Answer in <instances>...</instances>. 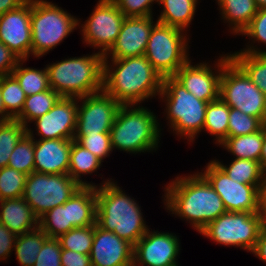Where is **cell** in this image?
<instances>
[{
	"label": "cell",
	"mask_w": 266,
	"mask_h": 266,
	"mask_svg": "<svg viewBox=\"0 0 266 266\" xmlns=\"http://www.w3.org/2000/svg\"><path fill=\"white\" fill-rule=\"evenodd\" d=\"M165 206L200 232L226 212L221 197L201 174L177 177L165 188Z\"/></svg>",
	"instance_id": "obj_1"
},
{
	"label": "cell",
	"mask_w": 266,
	"mask_h": 266,
	"mask_svg": "<svg viewBox=\"0 0 266 266\" xmlns=\"http://www.w3.org/2000/svg\"><path fill=\"white\" fill-rule=\"evenodd\" d=\"M107 59L103 61V90L121 105H138L160 94L163 77L144 55L112 59L113 68Z\"/></svg>",
	"instance_id": "obj_2"
},
{
	"label": "cell",
	"mask_w": 266,
	"mask_h": 266,
	"mask_svg": "<svg viewBox=\"0 0 266 266\" xmlns=\"http://www.w3.org/2000/svg\"><path fill=\"white\" fill-rule=\"evenodd\" d=\"M96 224L132 245L148 230L138 204L111 180L96 186Z\"/></svg>",
	"instance_id": "obj_3"
},
{
	"label": "cell",
	"mask_w": 266,
	"mask_h": 266,
	"mask_svg": "<svg viewBox=\"0 0 266 266\" xmlns=\"http://www.w3.org/2000/svg\"><path fill=\"white\" fill-rule=\"evenodd\" d=\"M100 52L47 65L49 86L61 97L80 98L103 90Z\"/></svg>",
	"instance_id": "obj_4"
},
{
	"label": "cell",
	"mask_w": 266,
	"mask_h": 266,
	"mask_svg": "<svg viewBox=\"0 0 266 266\" xmlns=\"http://www.w3.org/2000/svg\"><path fill=\"white\" fill-rule=\"evenodd\" d=\"M121 105L110 129L112 149L130 153L152 151L158 147L160 129L156 115L144 107Z\"/></svg>",
	"instance_id": "obj_5"
},
{
	"label": "cell",
	"mask_w": 266,
	"mask_h": 266,
	"mask_svg": "<svg viewBox=\"0 0 266 266\" xmlns=\"http://www.w3.org/2000/svg\"><path fill=\"white\" fill-rule=\"evenodd\" d=\"M160 97L165 98L167 120L176 134L193 142L203 130L208 102L187 91L174 77H164Z\"/></svg>",
	"instance_id": "obj_6"
},
{
	"label": "cell",
	"mask_w": 266,
	"mask_h": 266,
	"mask_svg": "<svg viewBox=\"0 0 266 266\" xmlns=\"http://www.w3.org/2000/svg\"><path fill=\"white\" fill-rule=\"evenodd\" d=\"M78 21L58 5L31 0V54L39 58L47 54L79 26Z\"/></svg>",
	"instance_id": "obj_7"
},
{
	"label": "cell",
	"mask_w": 266,
	"mask_h": 266,
	"mask_svg": "<svg viewBox=\"0 0 266 266\" xmlns=\"http://www.w3.org/2000/svg\"><path fill=\"white\" fill-rule=\"evenodd\" d=\"M183 32L157 21L151 30L144 56L163 78L173 77L189 60Z\"/></svg>",
	"instance_id": "obj_8"
},
{
	"label": "cell",
	"mask_w": 266,
	"mask_h": 266,
	"mask_svg": "<svg viewBox=\"0 0 266 266\" xmlns=\"http://www.w3.org/2000/svg\"><path fill=\"white\" fill-rule=\"evenodd\" d=\"M219 97L229 107L259 118L265 124L264 93L232 59L223 67Z\"/></svg>",
	"instance_id": "obj_9"
},
{
	"label": "cell",
	"mask_w": 266,
	"mask_h": 266,
	"mask_svg": "<svg viewBox=\"0 0 266 266\" xmlns=\"http://www.w3.org/2000/svg\"><path fill=\"white\" fill-rule=\"evenodd\" d=\"M81 187L69 174H42L27 176L24 200L38 218L56 206L63 205Z\"/></svg>",
	"instance_id": "obj_10"
},
{
	"label": "cell",
	"mask_w": 266,
	"mask_h": 266,
	"mask_svg": "<svg viewBox=\"0 0 266 266\" xmlns=\"http://www.w3.org/2000/svg\"><path fill=\"white\" fill-rule=\"evenodd\" d=\"M262 223L257 213L226 211L208 223L199 233L213 242L241 247L252 252L256 246Z\"/></svg>",
	"instance_id": "obj_11"
},
{
	"label": "cell",
	"mask_w": 266,
	"mask_h": 266,
	"mask_svg": "<svg viewBox=\"0 0 266 266\" xmlns=\"http://www.w3.org/2000/svg\"><path fill=\"white\" fill-rule=\"evenodd\" d=\"M95 7L81 31L85 43L104 55L118 37L125 16L112 0H99Z\"/></svg>",
	"instance_id": "obj_12"
},
{
	"label": "cell",
	"mask_w": 266,
	"mask_h": 266,
	"mask_svg": "<svg viewBox=\"0 0 266 266\" xmlns=\"http://www.w3.org/2000/svg\"><path fill=\"white\" fill-rule=\"evenodd\" d=\"M74 136L110 133L121 104L104 90L80 97ZM80 106V107H79Z\"/></svg>",
	"instance_id": "obj_13"
},
{
	"label": "cell",
	"mask_w": 266,
	"mask_h": 266,
	"mask_svg": "<svg viewBox=\"0 0 266 266\" xmlns=\"http://www.w3.org/2000/svg\"><path fill=\"white\" fill-rule=\"evenodd\" d=\"M201 174L221 197L226 211L257 212L258 189L261 185L238 183L214 162L210 161Z\"/></svg>",
	"instance_id": "obj_14"
},
{
	"label": "cell",
	"mask_w": 266,
	"mask_h": 266,
	"mask_svg": "<svg viewBox=\"0 0 266 266\" xmlns=\"http://www.w3.org/2000/svg\"><path fill=\"white\" fill-rule=\"evenodd\" d=\"M179 238L173 233L147 232L134 245V266H178Z\"/></svg>",
	"instance_id": "obj_15"
},
{
	"label": "cell",
	"mask_w": 266,
	"mask_h": 266,
	"mask_svg": "<svg viewBox=\"0 0 266 266\" xmlns=\"http://www.w3.org/2000/svg\"><path fill=\"white\" fill-rule=\"evenodd\" d=\"M230 59V54L221 56L216 64L218 70L215 74L206 63L193 66L188 60L173 77L198 99L206 102L215 101L219 98L223 67Z\"/></svg>",
	"instance_id": "obj_16"
},
{
	"label": "cell",
	"mask_w": 266,
	"mask_h": 266,
	"mask_svg": "<svg viewBox=\"0 0 266 266\" xmlns=\"http://www.w3.org/2000/svg\"><path fill=\"white\" fill-rule=\"evenodd\" d=\"M0 41L20 59L31 54V0L0 15Z\"/></svg>",
	"instance_id": "obj_17"
},
{
	"label": "cell",
	"mask_w": 266,
	"mask_h": 266,
	"mask_svg": "<svg viewBox=\"0 0 266 266\" xmlns=\"http://www.w3.org/2000/svg\"><path fill=\"white\" fill-rule=\"evenodd\" d=\"M77 101L79 102L78 98L75 97H61L49 112L34 120L40 140H74Z\"/></svg>",
	"instance_id": "obj_18"
},
{
	"label": "cell",
	"mask_w": 266,
	"mask_h": 266,
	"mask_svg": "<svg viewBox=\"0 0 266 266\" xmlns=\"http://www.w3.org/2000/svg\"><path fill=\"white\" fill-rule=\"evenodd\" d=\"M153 17H125L120 33L112 47L104 54L107 58L123 59L145 54L153 24ZM109 52V53H108Z\"/></svg>",
	"instance_id": "obj_19"
},
{
	"label": "cell",
	"mask_w": 266,
	"mask_h": 266,
	"mask_svg": "<svg viewBox=\"0 0 266 266\" xmlns=\"http://www.w3.org/2000/svg\"><path fill=\"white\" fill-rule=\"evenodd\" d=\"M134 245L114 232L94 225V238L90 252L92 266L133 265Z\"/></svg>",
	"instance_id": "obj_20"
},
{
	"label": "cell",
	"mask_w": 266,
	"mask_h": 266,
	"mask_svg": "<svg viewBox=\"0 0 266 266\" xmlns=\"http://www.w3.org/2000/svg\"><path fill=\"white\" fill-rule=\"evenodd\" d=\"M72 140L34 139V172L68 174Z\"/></svg>",
	"instance_id": "obj_21"
},
{
	"label": "cell",
	"mask_w": 266,
	"mask_h": 266,
	"mask_svg": "<svg viewBox=\"0 0 266 266\" xmlns=\"http://www.w3.org/2000/svg\"><path fill=\"white\" fill-rule=\"evenodd\" d=\"M0 223L16 236L39 227V218L23 197L0 200Z\"/></svg>",
	"instance_id": "obj_22"
},
{
	"label": "cell",
	"mask_w": 266,
	"mask_h": 266,
	"mask_svg": "<svg viewBox=\"0 0 266 266\" xmlns=\"http://www.w3.org/2000/svg\"><path fill=\"white\" fill-rule=\"evenodd\" d=\"M69 222L73 228L96 224V186H81L68 200Z\"/></svg>",
	"instance_id": "obj_23"
},
{
	"label": "cell",
	"mask_w": 266,
	"mask_h": 266,
	"mask_svg": "<svg viewBox=\"0 0 266 266\" xmlns=\"http://www.w3.org/2000/svg\"><path fill=\"white\" fill-rule=\"evenodd\" d=\"M248 46L230 58L245 72L249 79L266 94V51Z\"/></svg>",
	"instance_id": "obj_24"
},
{
	"label": "cell",
	"mask_w": 266,
	"mask_h": 266,
	"mask_svg": "<svg viewBox=\"0 0 266 266\" xmlns=\"http://www.w3.org/2000/svg\"><path fill=\"white\" fill-rule=\"evenodd\" d=\"M222 19L231 24L232 34L241 32L250 24L258 12L255 0H217Z\"/></svg>",
	"instance_id": "obj_25"
},
{
	"label": "cell",
	"mask_w": 266,
	"mask_h": 266,
	"mask_svg": "<svg viewBox=\"0 0 266 266\" xmlns=\"http://www.w3.org/2000/svg\"><path fill=\"white\" fill-rule=\"evenodd\" d=\"M198 0H158L163 11L157 22L185 30L192 21Z\"/></svg>",
	"instance_id": "obj_26"
},
{
	"label": "cell",
	"mask_w": 266,
	"mask_h": 266,
	"mask_svg": "<svg viewBox=\"0 0 266 266\" xmlns=\"http://www.w3.org/2000/svg\"><path fill=\"white\" fill-rule=\"evenodd\" d=\"M264 134L265 126L251 134L227 137L220 145L236 156V159H249L260 162Z\"/></svg>",
	"instance_id": "obj_27"
},
{
	"label": "cell",
	"mask_w": 266,
	"mask_h": 266,
	"mask_svg": "<svg viewBox=\"0 0 266 266\" xmlns=\"http://www.w3.org/2000/svg\"><path fill=\"white\" fill-rule=\"evenodd\" d=\"M101 161L96 155L72 140L68 174L81 186H96L82 181L81 175L90 174L99 169Z\"/></svg>",
	"instance_id": "obj_28"
},
{
	"label": "cell",
	"mask_w": 266,
	"mask_h": 266,
	"mask_svg": "<svg viewBox=\"0 0 266 266\" xmlns=\"http://www.w3.org/2000/svg\"><path fill=\"white\" fill-rule=\"evenodd\" d=\"M230 179L250 185H262L266 174L263 172L260 162L249 159H234L228 166L213 160Z\"/></svg>",
	"instance_id": "obj_29"
},
{
	"label": "cell",
	"mask_w": 266,
	"mask_h": 266,
	"mask_svg": "<svg viewBox=\"0 0 266 266\" xmlns=\"http://www.w3.org/2000/svg\"><path fill=\"white\" fill-rule=\"evenodd\" d=\"M60 98L61 96L51 88L27 96L21 114L16 120L20 121L28 128V122H34V120L49 112Z\"/></svg>",
	"instance_id": "obj_30"
},
{
	"label": "cell",
	"mask_w": 266,
	"mask_h": 266,
	"mask_svg": "<svg viewBox=\"0 0 266 266\" xmlns=\"http://www.w3.org/2000/svg\"><path fill=\"white\" fill-rule=\"evenodd\" d=\"M48 238L40 227L16 237L14 250L22 266H33L44 241Z\"/></svg>",
	"instance_id": "obj_31"
},
{
	"label": "cell",
	"mask_w": 266,
	"mask_h": 266,
	"mask_svg": "<svg viewBox=\"0 0 266 266\" xmlns=\"http://www.w3.org/2000/svg\"><path fill=\"white\" fill-rule=\"evenodd\" d=\"M228 121L229 106L220 97L208 102L203 130L216 136L219 145L228 137Z\"/></svg>",
	"instance_id": "obj_32"
},
{
	"label": "cell",
	"mask_w": 266,
	"mask_h": 266,
	"mask_svg": "<svg viewBox=\"0 0 266 266\" xmlns=\"http://www.w3.org/2000/svg\"><path fill=\"white\" fill-rule=\"evenodd\" d=\"M24 61H26V59H20L11 74L18 81L20 87L25 93V96L27 97L49 90L50 86L47 68L45 67L43 70L33 69L30 67L24 68L22 67Z\"/></svg>",
	"instance_id": "obj_33"
},
{
	"label": "cell",
	"mask_w": 266,
	"mask_h": 266,
	"mask_svg": "<svg viewBox=\"0 0 266 266\" xmlns=\"http://www.w3.org/2000/svg\"><path fill=\"white\" fill-rule=\"evenodd\" d=\"M0 95L6 113L16 119L21 114L26 96L12 74L0 76Z\"/></svg>",
	"instance_id": "obj_34"
},
{
	"label": "cell",
	"mask_w": 266,
	"mask_h": 266,
	"mask_svg": "<svg viewBox=\"0 0 266 266\" xmlns=\"http://www.w3.org/2000/svg\"><path fill=\"white\" fill-rule=\"evenodd\" d=\"M7 166L27 176L34 172V136L31 129L27 128V133L16 144Z\"/></svg>",
	"instance_id": "obj_35"
},
{
	"label": "cell",
	"mask_w": 266,
	"mask_h": 266,
	"mask_svg": "<svg viewBox=\"0 0 266 266\" xmlns=\"http://www.w3.org/2000/svg\"><path fill=\"white\" fill-rule=\"evenodd\" d=\"M27 127L16 119L0 122V168L7 167L10 155Z\"/></svg>",
	"instance_id": "obj_36"
},
{
	"label": "cell",
	"mask_w": 266,
	"mask_h": 266,
	"mask_svg": "<svg viewBox=\"0 0 266 266\" xmlns=\"http://www.w3.org/2000/svg\"><path fill=\"white\" fill-rule=\"evenodd\" d=\"M39 227L48 238H58L73 229L69 222L68 200L60 206L50 209L39 218Z\"/></svg>",
	"instance_id": "obj_37"
},
{
	"label": "cell",
	"mask_w": 266,
	"mask_h": 266,
	"mask_svg": "<svg viewBox=\"0 0 266 266\" xmlns=\"http://www.w3.org/2000/svg\"><path fill=\"white\" fill-rule=\"evenodd\" d=\"M94 238V225L76 227L62 234L57 239L62 249L90 254Z\"/></svg>",
	"instance_id": "obj_38"
},
{
	"label": "cell",
	"mask_w": 266,
	"mask_h": 266,
	"mask_svg": "<svg viewBox=\"0 0 266 266\" xmlns=\"http://www.w3.org/2000/svg\"><path fill=\"white\" fill-rule=\"evenodd\" d=\"M26 178L9 166L0 168V200L23 197Z\"/></svg>",
	"instance_id": "obj_39"
},
{
	"label": "cell",
	"mask_w": 266,
	"mask_h": 266,
	"mask_svg": "<svg viewBox=\"0 0 266 266\" xmlns=\"http://www.w3.org/2000/svg\"><path fill=\"white\" fill-rule=\"evenodd\" d=\"M264 126L265 124L259 118L229 107L228 137L251 134L261 130Z\"/></svg>",
	"instance_id": "obj_40"
},
{
	"label": "cell",
	"mask_w": 266,
	"mask_h": 266,
	"mask_svg": "<svg viewBox=\"0 0 266 266\" xmlns=\"http://www.w3.org/2000/svg\"><path fill=\"white\" fill-rule=\"evenodd\" d=\"M74 140L83 148L96 155L101 161L113 151L110 133H88L85 136H74Z\"/></svg>",
	"instance_id": "obj_41"
},
{
	"label": "cell",
	"mask_w": 266,
	"mask_h": 266,
	"mask_svg": "<svg viewBox=\"0 0 266 266\" xmlns=\"http://www.w3.org/2000/svg\"><path fill=\"white\" fill-rule=\"evenodd\" d=\"M61 250L62 247L57 238H47L33 266H62Z\"/></svg>",
	"instance_id": "obj_42"
},
{
	"label": "cell",
	"mask_w": 266,
	"mask_h": 266,
	"mask_svg": "<svg viewBox=\"0 0 266 266\" xmlns=\"http://www.w3.org/2000/svg\"><path fill=\"white\" fill-rule=\"evenodd\" d=\"M125 17L152 16V6L158 0H112Z\"/></svg>",
	"instance_id": "obj_43"
},
{
	"label": "cell",
	"mask_w": 266,
	"mask_h": 266,
	"mask_svg": "<svg viewBox=\"0 0 266 266\" xmlns=\"http://www.w3.org/2000/svg\"><path fill=\"white\" fill-rule=\"evenodd\" d=\"M251 39L266 44V7L259 8L250 24L241 32Z\"/></svg>",
	"instance_id": "obj_44"
},
{
	"label": "cell",
	"mask_w": 266,
	"mask_h": 266,
	"mask_svg": "<svg viewBox=\"0 0 266 266\" xmlns=\"http://www.w3.org/2000/svg\"><path fill=\"white\" fill-rule=\"evenodd\" d=\"M19 60L20 58L0 41V76L11 74Z\"/></svg>",
	"instance_id": "obj_45"
},
{
	"label": "cell",
	"mask_w": 266,
	"mask_h": 266,
	"mask_svg": "<svg viewBox=\"0 0 266 266\" xmlns=\"http://www.w3.org/2000/svg\"><path fill=\"white\" fill-rule=\"evenodd\" d=\"M60 259L62 266H92L90 254L62 249Z\"/></svg>",
	"instance_id": "obj_46"
},
{
	"label": "cell",
	"mask_w": 266,
	"mask_h": 266,
	"mask_svg": "<svg viewBox=\"0 0 266 266\" xmlns=\"http://www.w3.org/2000/svg\"><path fill=\"white\" fill-rule=\"evenodd\" d=\"M16 237L15 234L0 223V259L5 260L10 256Z\"/></svg>",
	"instance_id": "obj_47"
},
{
	"label": "cell",
	"mask_w": 266,
	"mask_h": 266,
	"mask_svg": "<svg viewBox=\"0 0 266 266\" xmlns=\"http://www.w3.org/2000/svg\"><path fill=\"white\" fill-rule=\"evenodd\" d=\"M257 215L262 225H266V176L263 184L258 189Z\"/></svg>",
	"instance_id": "obj_48"
},
{
	"label": "cell",
	"mask_w": 266,
	"mask_h": 266,
	"mask_svg": "<svg viewBox=\"0 0 266 266\" xmlns=\"http://www.w3.org/2000/svg\"><path fill=\"white\" fill-rule=\"evenodd\" d=\"M252 253L266 263V225L261 226L257 243Z\"/></svg>",
	"instance_id": "obj_49"
},
{
	"label": "cell",
	"mask_w": 266,
	"mask_h": 266,
	"mask_svg": "<svg viewBox=\"0 0 266 266\" xmlns=\"http://www.w3.org/2000/svg\"><path fill=\"white\" fill-rule=\"evenodd\" d=\"M27 0H0V15L19 8Z\"/></svg>",
	"instance_id": "obj_50"
},
{
	"label": "cell",
	"mask_w": 266,
	"mask_h": 266,
	"mask_svg": "<svg viewBox=\"0 0 266 266\" xmlns=\"http://www.w3.org/2000/svg\"><path fill=\"white\" fill-rule=\"evenodd\" d=\"M260 165L263 172L266 174V125H265V134H264V142L262 146Z\"/></svg>",
	"instance_id": "obj_51"
},
{
	"label": "cell",
	"mask_w": 266,
	"mask_h": 266,
	"mask_svg": "<svg viewBox=\"0 0 266 266\" xmlns=\"http://www.w3.org/2000/svg\"><path fill=\"white\" fill-rule=\"evenodd\" d=\"M9 120H12V118L6 113L2 97L0 95V122H5Z\"/></svg>",
	"instance_id": "obj_52"
},
{
	"label": "cell",
	"mask_w": 266,
	"mask_h": 266,
	"mask_svg": "<svg viewBox=\"0 0 266 266\" xmlns=\"http://www.w3.org/2000/svg\"><path fill=\"white\" fill-rule=\"evenodd\" d=\"M258 8L266 7V0H255Z\"/></svg>",
	"instance_id": "obj_53"
},
{
	"label": "cell",
	"mask_w": 266,
	"mask_h": 266,
	"mask_svg": "<svg viewBox=\"0 0 266 266\" xmlns=\"http://www.w3.org/2000/svg\"><path fill=\"white\" fill-rule=\"evenodd\" d=\"M264 100H265V112H266V94H264ZM265 125H266V118H265Z\"/></svg>",
	"instance_id": "obj_54"
}]
</instances>
